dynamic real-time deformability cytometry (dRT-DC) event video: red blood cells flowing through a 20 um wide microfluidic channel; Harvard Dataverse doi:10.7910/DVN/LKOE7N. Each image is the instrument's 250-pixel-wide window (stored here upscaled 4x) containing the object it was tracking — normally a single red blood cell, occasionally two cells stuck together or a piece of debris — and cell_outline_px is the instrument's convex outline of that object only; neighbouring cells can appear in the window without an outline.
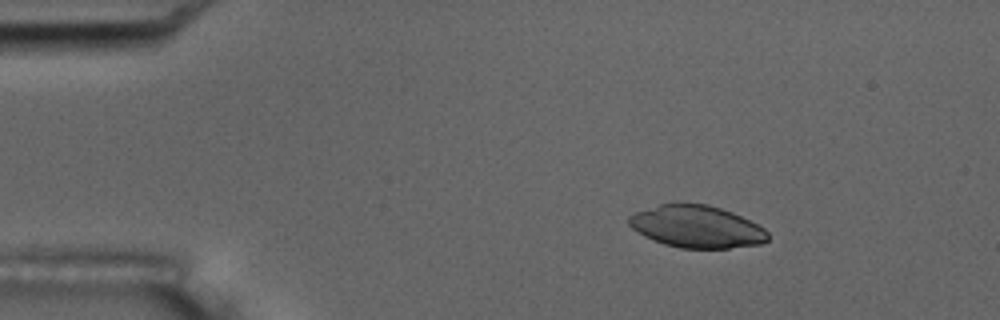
{"species": "common noctule bat (a hibernating species)", "species_latin": "Nyctalus noctula", "temperature_condition": "room temperature", "stored_images_in_passage": 5, "camera_frame_rate_fps": 3000, "um_per_image_px": 0.085, "animal": {"sex": "male", "body_mass_g": 17.5, "forearm_length_mm": 52.3}, "frame": {"image": 1, "passage_image": 2, "time_ms": 1.333, "image_size_px": [1000, 320], "cell_outline_px": [[768, 240], [760, 244], [728, 248], [680, 248], [664, 244], [644, 236], [632, 228], [628, 224], [628, 216], [636, 212], [660, 204], [676, 200], [708, 204], [732, 212], [764, 228], [768, 232]], "centroid_in_image_um": [59.18, 19.23], "position_along_channel_um": 25.8, "area_um2": 34.56}}